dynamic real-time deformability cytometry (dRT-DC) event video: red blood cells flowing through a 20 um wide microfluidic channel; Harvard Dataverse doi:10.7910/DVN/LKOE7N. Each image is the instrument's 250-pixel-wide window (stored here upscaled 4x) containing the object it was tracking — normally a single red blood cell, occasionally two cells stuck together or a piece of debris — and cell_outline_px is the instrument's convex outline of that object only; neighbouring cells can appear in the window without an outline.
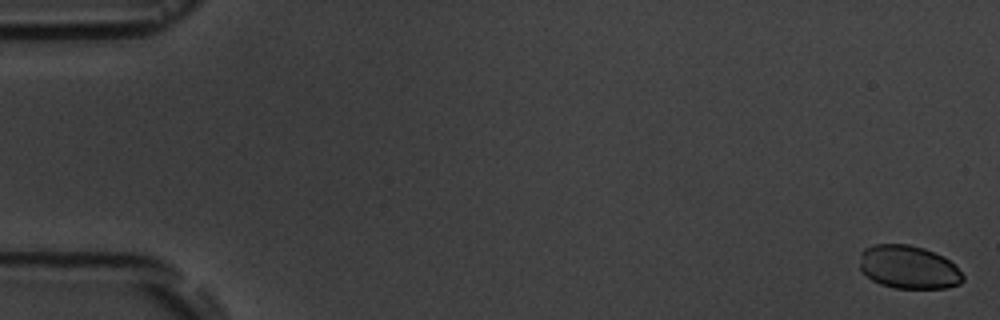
{"species": "common noctule bat (a hibernating species)", "species_latin": "Nyctalus noctula", "temperature_condition": "room temperature", "stored_images_in_passage": 6, "camera_frame_rate_fps": 3000, "um_per_image_px": 0.085, "animal": {"sex": "male", "body_mass_g": 19.5, "forearm_length_mm": 54.6}, "frame": {"image": 1, "passage_image": 1, "time_ms": 0.0, "image_size_px": [1000, 320], "cell_outline_px": [[964, 280], [960, 284], [948, 288], [896, 288], [880, 284], [872, 280], [860, 268], [860, 252], [864, 248], [872, 244], [908, 244], [924, 248], [944, 256], [964, 276]], "centroid_in_image_um": [77.21, 22.7], "position_along_channel_um": 7.8, "area_um2": 26.07}}